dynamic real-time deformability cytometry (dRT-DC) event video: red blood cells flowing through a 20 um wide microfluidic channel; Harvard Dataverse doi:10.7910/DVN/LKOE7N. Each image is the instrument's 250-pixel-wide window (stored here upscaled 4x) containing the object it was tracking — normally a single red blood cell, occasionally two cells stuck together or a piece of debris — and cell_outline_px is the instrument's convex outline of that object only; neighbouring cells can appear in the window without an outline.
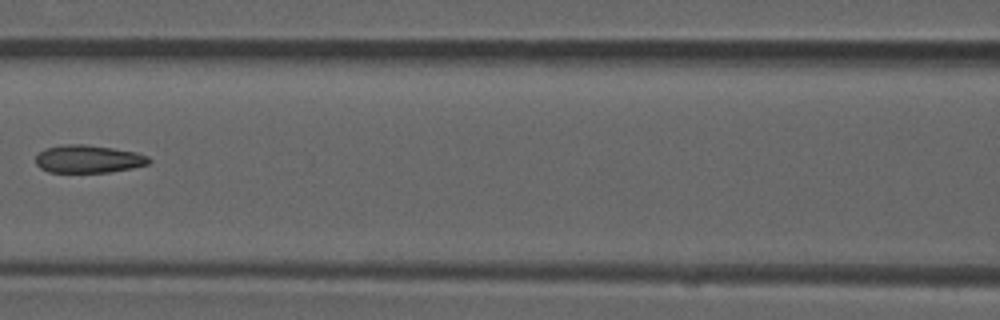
{"species": "common noctule bat (a hibernating species)", "species_latin": "Nyctalus noctula", "temperature_condition": "room temperature", "stored_images_in_passage": 6, "camera_frame_rate_fps": 3000, "um_per_image_px": 0.085, "animal": {"sex": "male", "forearm_length_mm": 52.5}, "frame": {"image": 1, "passage_image": 6, "time_ms": 1.667, "image_size_px": [1000, 320], "cell_outline_px": [[152, 160], [148, 164], [132, 168], [112, 172], [48, 172], [40, 168], [36, 164], [36, 156], [44, 148], [64, 144], [84, 144], [112, 148], [136, 152], [148, 156]], "centroid_in_image_um": [7.51, 13.51], "position_along_channel_um": 159.1, "area_um2": 18.44}}